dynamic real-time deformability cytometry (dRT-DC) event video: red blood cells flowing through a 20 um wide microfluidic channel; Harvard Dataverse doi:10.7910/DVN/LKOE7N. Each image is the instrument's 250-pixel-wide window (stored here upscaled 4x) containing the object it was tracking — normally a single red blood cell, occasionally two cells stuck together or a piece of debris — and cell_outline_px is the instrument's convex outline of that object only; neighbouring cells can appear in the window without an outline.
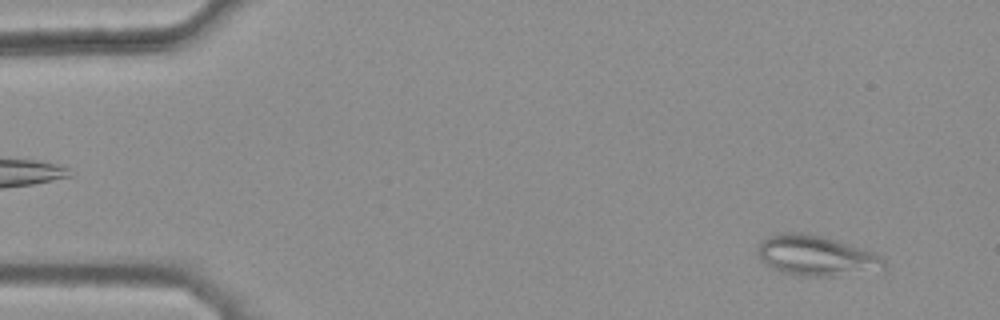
{"species": "common noctule bat (a hibernating species)", "species_latin": "Nyctalus noctula", "temperature_condition": "warm", "stored_images_in_passage": 43, "camera_frame_rate_fps": 3000, "um_per_image_px": 0.085, "animal": {"sex": "female", "body_mass_g": 25.1}, "frame": {"image": 1, "passage_image": 3, "time_ms": 0.667, "image_size_px": [1000, 320], "cell_outline_px": [[884, 272], [840, 276], [804, 276], [780, 272], [764, 264], [760, 260], [756, 252], [756, 248], [768, 236], [780, 232], [804, 232], [824, 236], [884, 256]], "centroid_in_image_um": [69.41, 21.75], "position_along_channel_um": 15.6, "area_um2": 30.4}}
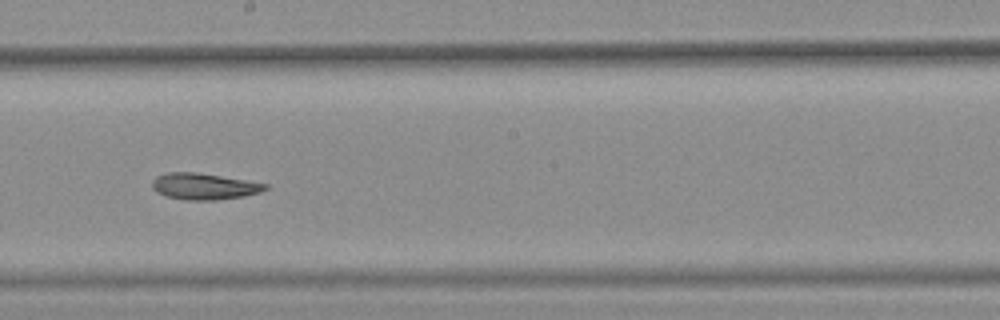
{"frame": {"image": 2, "passage_image": 28, "time_ms": 9.0, "image_size_px": [1000, 320], "cell_outline_px": [[268, 188], [260, 192], [244, 196], [216, 200], [184, 200], [168, 196], [156, 192], [152, 188], [152, 180], [156, 176], [168, 172], [196, 172], [268, 184]], "centroid_in_image_um": [17.31, 15.84], "position_along_channel_um": 230.9, "area_um2": 17.28}}
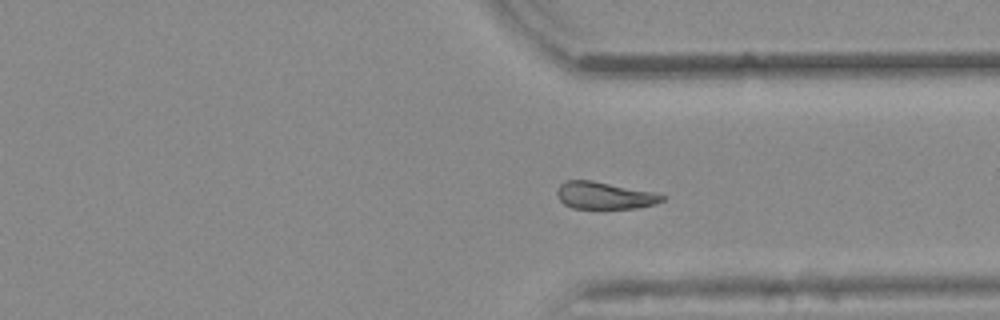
{"frame": {"image": 3, "passage_image": 38, "time_ms": 12.333, "image_size_px": [1000, 320], "cell_outline_px": [[668, 196], [664, 200], [656, 204], [636, 208], [572, 208], [564, 204], [556, 196], [556, 188], [560, 184], [568, 180], [592, 180], [656, 192]], "centroid_in_image_um": [51.4, 16.61], "position_along_channel_um": 360.0, "area_um2": 16.88}}